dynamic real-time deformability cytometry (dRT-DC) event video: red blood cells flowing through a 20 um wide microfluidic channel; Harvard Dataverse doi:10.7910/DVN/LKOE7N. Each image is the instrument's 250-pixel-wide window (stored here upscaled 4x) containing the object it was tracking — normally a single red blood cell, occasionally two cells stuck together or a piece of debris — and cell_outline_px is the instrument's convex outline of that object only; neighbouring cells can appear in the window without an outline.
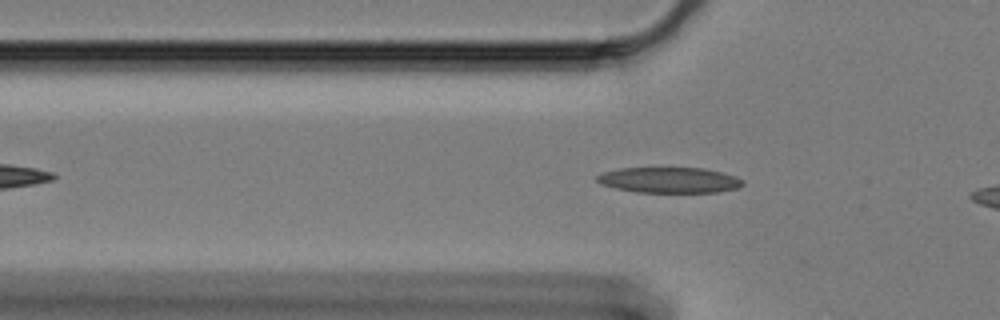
{"species": "Egyptian fruit bat (a non-hibernating species)", "species_latin": "Rousettus aegyptiacus", "temperature_condition": "cold", "stored_images_in_passage": 40, "camera_frame_rate_fps": 3000, "um_per_image_px": 0.085, "animal": {"sex": "female"}, "frame": {"image": 1, "passage_image": 10, "time_ms": 3.0, "image_size_px": [1000, 320], "cell_outline_px": [[744, 184], [740, 188], [716, 192], [636, 192], [616, 188], [600, 184], [596, 180], [596, 176], [604, 172], [620, 168], [704, 168], [736, 176], [744, 180]], "centroid_in_image_um": [56.91, 15.31], "position_along_channel_um": 68.9, "area_um2": 21.79}}
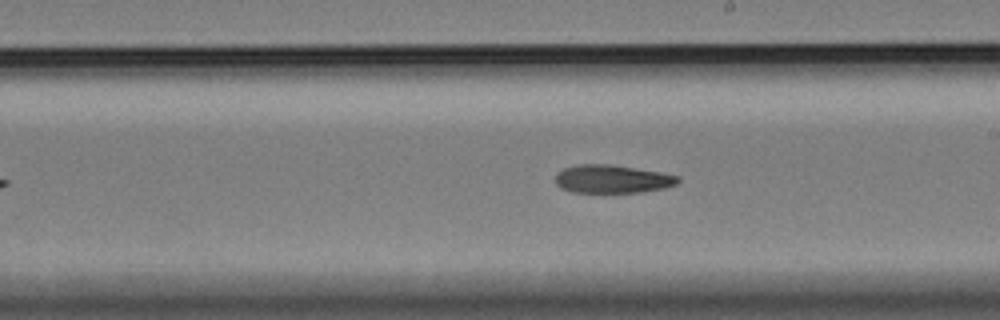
{"frame": {"image": 2, "passage_image": 25, "time_ms": 8.0, "image_size_px": [1000, 320], "cell_outline_px": [[680, 180], [676, 184], [664, 188], [640, 192], [572, 192], [560, 188], [556, 184], [556, 172], [564, 168], [576, 164], [608, 164], [660, 172], [680, 176]], "centroid_in_image_um": [52.01, 15.21], "position_along_channel_um": 237.0, "area_um2": 20.11}}
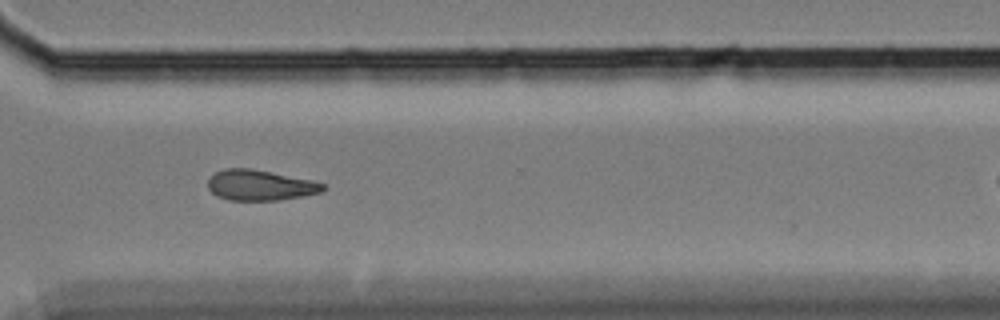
{"frame": {"image": 3, "passage_image": 35, "time_ms": 11.333, "image_size_px": [1000, 320], "cell_outline_px": [[328, 188], [320, 192], [304, 196], [280, 200], [228, 200], [216, 196], [208, 188], [208, 176], [224, 168], [248, 168], [312, 180], [324, 184]], "centroid_in_image_um": [22.09, 15.75], "position_along_channel_um": 348.5, "area_um2": 20.52}}